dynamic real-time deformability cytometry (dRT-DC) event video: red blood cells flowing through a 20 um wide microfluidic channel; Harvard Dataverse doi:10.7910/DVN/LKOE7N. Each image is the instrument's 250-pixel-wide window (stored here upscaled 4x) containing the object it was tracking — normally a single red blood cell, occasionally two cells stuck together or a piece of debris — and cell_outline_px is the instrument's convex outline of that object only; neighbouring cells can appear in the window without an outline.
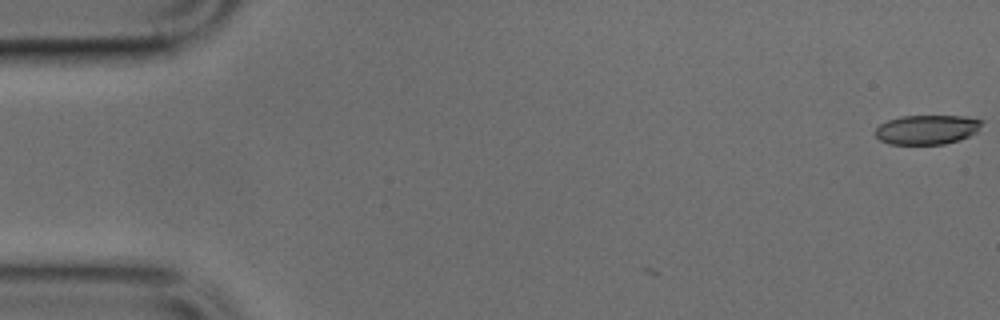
{"species": "common noctule bat (a hibernating species)", "species_latin": "Nyctalus noctula", "temperature_condition": "cold", "stored_images_in_passage": 3, "camera_frame_rate_fps": 3000, "um_per_image_px": 0.085, "animal": {"sex": "male", "body_mass_g": 17.9, "forearm_length_mm": 54.2}, "frame": {"image": 1, "passage_image": 1, "time_ms": 0.0, "image_size_px": [1000, 320], "cell_outline_px": [[984, 120], [976, 132], [960, 140], [944, 144], [888, 144], [880, 140], [876, 136], [876, 128], [880, 124], [888, 120], [900, 116], [964, 116]], "centroid_in_image_um": [78.79, 11.01], "position_along_channel_um": 6.2, "area_um2": 18.26}}